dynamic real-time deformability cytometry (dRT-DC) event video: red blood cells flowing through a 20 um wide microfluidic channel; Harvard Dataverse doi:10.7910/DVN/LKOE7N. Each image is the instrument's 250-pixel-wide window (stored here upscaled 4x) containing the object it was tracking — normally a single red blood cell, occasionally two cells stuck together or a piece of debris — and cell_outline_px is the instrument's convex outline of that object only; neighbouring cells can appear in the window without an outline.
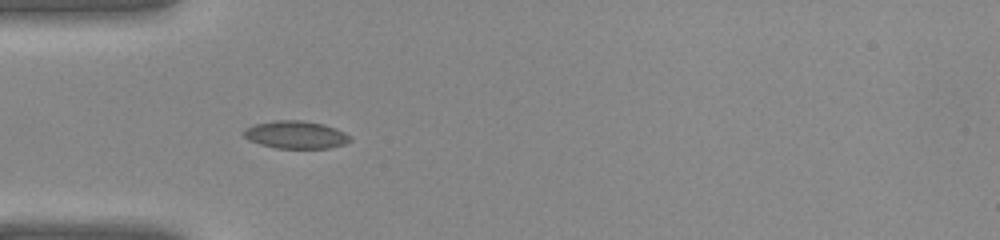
{"species": "common noctule bat (a hibernating species)", "species_latin": "Nyctalus noctula", "temperature_condition": "warm", "stored_images_in_passage": 29, "camera_frame_rate_fps": 3000, "um_per_image_px": 0.085, "animal": {"sex": "female", "body_mass_g": 22.0, "forearm_length_mm": 56.7}, "frame": {"image": 1, "passage_image": 1, "time_ms": 0.0, "image_size_px": [1000, 240], "cell_outline_px": [[352, 140], [344, 144], [328, 148], [276, 148], [260, 144], [248, 140], [240, 132], [244, 128], [252, 124], [276, 120], [304, 120], [324, 124], [336, 128], [352, 136]], "centroid_in_image_um": [25.11, 11.44], "position_along_channel_um": 59.9, "area_um2": 17.46}}
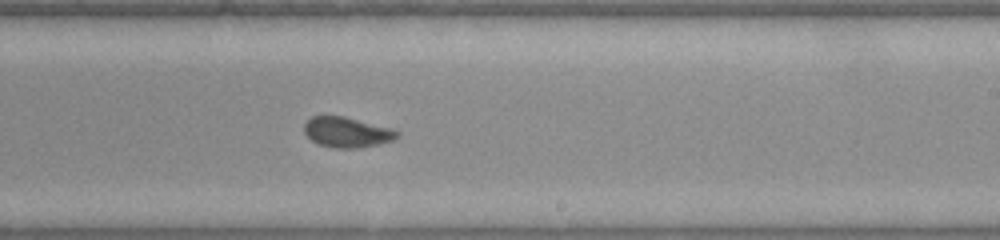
{"frame": {"image": 2, "passage_image": 13, "time_ms": 4.0, "image_size_px": [1000, 240], "cell_outline_px": [[400, 136], [392, 140], [376, 144], [356, 148], [332, 148], [316, 144], [304, 132], [304, 124], [312, 116], [344, 116], [396, 128], [400, 132]], "centroid_in_image_um": [29.53, 11.23], "position_along_channel_um": 259.5, "area_um2": 16.65}}
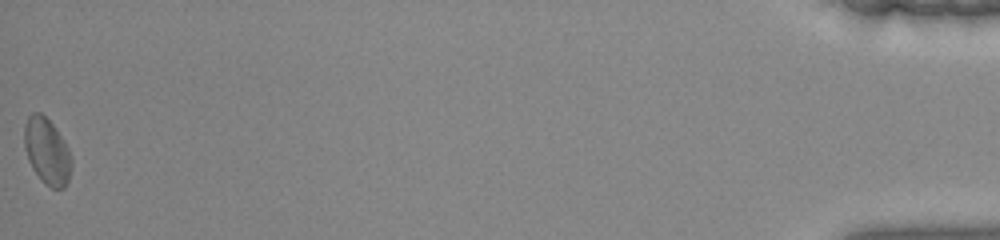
{"frame": {"image": 3, "passage_image": 29, "time_ms": 9.333, "image_size_px": [1000, 240], "cell_outline_px": [[72, 164], [68, 180], [64, 188], [52, 188], [44, 184], [40, 180], [32, 168], [28, 160], [24, 148], [24, 124], [28, 116], [32, 112], [40, 112], [52, 124], [68, 148], [72, 160]], "centroid_in_image_um": [3.97, 12.87], "position_along_channel_um": 431.2, "area_um2": 18.21}}